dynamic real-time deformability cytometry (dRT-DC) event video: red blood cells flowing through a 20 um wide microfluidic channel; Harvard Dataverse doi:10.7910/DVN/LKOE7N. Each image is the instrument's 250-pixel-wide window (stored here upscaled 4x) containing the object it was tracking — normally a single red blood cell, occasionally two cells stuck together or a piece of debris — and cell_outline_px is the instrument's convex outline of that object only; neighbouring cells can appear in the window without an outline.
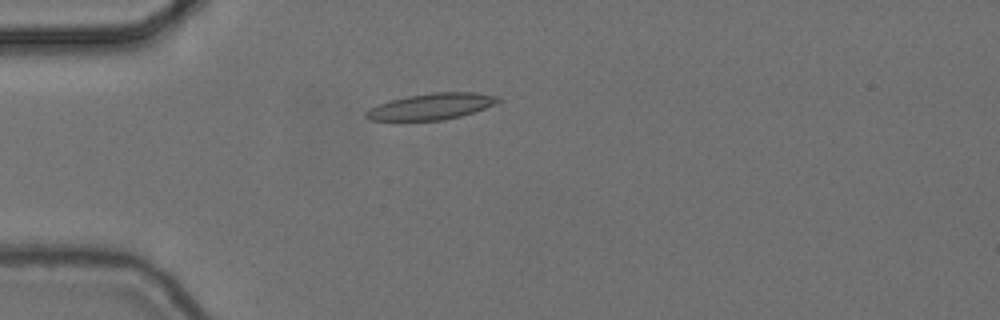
{"species": "common noctule bat (a hibernating species)", "species_latin": "Nyctalus noctula", "temperature_condition": "cold", "stored_images_in_passage": 5, "camera_frame_rate_fps": 3000, "um_per_image_px": 0.085, "animal": {"sex": "female", "body_mass_g": 24.6, "forearm_length_mm": 56.2}, "frame": {"image": 1, "passage_image": 5, "time_ms": 1.333, "image_size_px": [1000, 320], "cell_outline_px": [[500, 100], [496, 104], [460, 116], [444, 120], [372, 120], [364, 116], [364, 112], [388, 100], [408, 96], [432, 92], [476, 92], [500, 96]], "centroid_in_image_um": [36.7, 9.03], "position_along_channel_um": 48.3, "area_um2": 20.06}}